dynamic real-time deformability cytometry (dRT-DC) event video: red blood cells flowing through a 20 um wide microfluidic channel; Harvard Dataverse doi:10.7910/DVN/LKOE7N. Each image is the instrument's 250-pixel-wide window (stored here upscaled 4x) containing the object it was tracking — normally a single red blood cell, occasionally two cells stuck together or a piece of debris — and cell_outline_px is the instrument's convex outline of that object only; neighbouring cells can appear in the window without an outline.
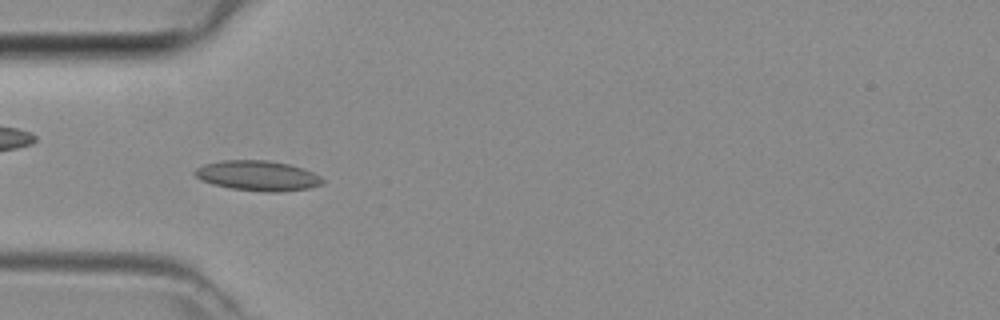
{"species": "common noctule bat (a hibernating species)", "species_latin": "Nyctalus noctula", "temperature_condition": "room temperature", "stored_images_in_passage": 45, "camera_frame_rate_fps": 3000, "um_per_image_px": 0.085, "animal": {"sex": "female", "body_mass_g": 29.2, "forearm_length_mm": 56.3}, "frame": {"image": 1, "passage_image": 13, "time_ms": 4.0, "image_size_px": [1000, 320], "cell_outline_px": [[324, 184], [308, 188], [280, 192], [264, 192], [232, 188], [212, 184], [200, 180], [192, 172], [196, 168], [204, 164], [220, 160], [268, 160], [288, 164], [304, 168], [320, 176], [324, 180]], "centroid_in_image_um": [21.9, 14.93], "position_along_channel_um": 63.1, "area_um2": 22.54}}
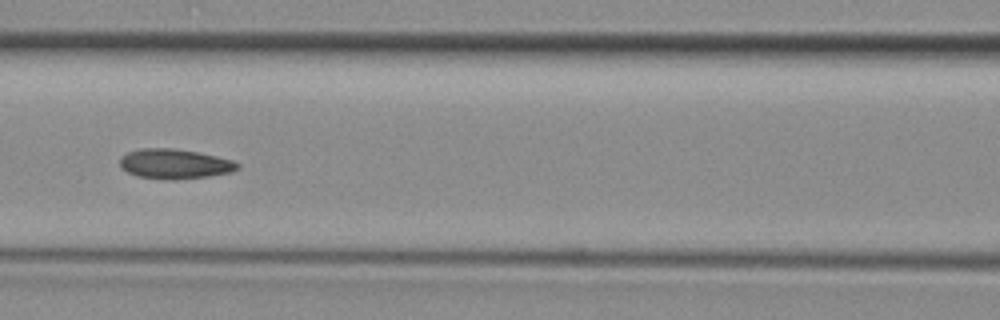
{"frame": {"image": 2, "passage_image": 19, "time_ms": 6.0, "image_size_px": [1000, 320], "cell_outline_px": [[240, 168], [232, 172], [208, 176], [176, 180], [164, 180], [136, 176], [128, 172], [120, 164], [120, 156], [128, 152], [140, 148], [172, 148], [196, 152], [216, 156], [232, 160], [240, 164]], "centroid_in_image_um": [14.85, 13.94], "position_along_channel_um": 151.8, "area_um2": 20.52}}
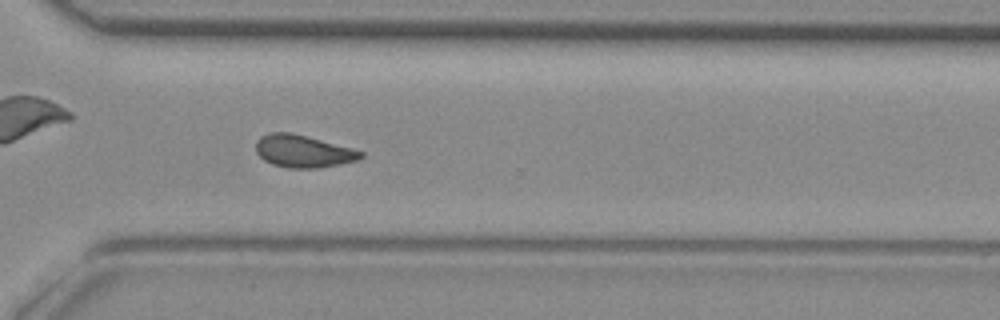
{"frame": {"image": 3, "passage_image": 32, "time_ms": 10.333, "image_size_px": [1000, 320], "cell_outline_px": [[364, 156], [356, 160], [340, 164], [320, 168], [288, 168], [272, 164], [264, 160], [256, 152], [256, 140], [260, 136], [268, 132], [292, 132], [352, 148], [364, 152]], "centroid_in_image_um": [25.74, 12.85], "position_along_channel_um": 344.9, "area_um2": 19.94}}